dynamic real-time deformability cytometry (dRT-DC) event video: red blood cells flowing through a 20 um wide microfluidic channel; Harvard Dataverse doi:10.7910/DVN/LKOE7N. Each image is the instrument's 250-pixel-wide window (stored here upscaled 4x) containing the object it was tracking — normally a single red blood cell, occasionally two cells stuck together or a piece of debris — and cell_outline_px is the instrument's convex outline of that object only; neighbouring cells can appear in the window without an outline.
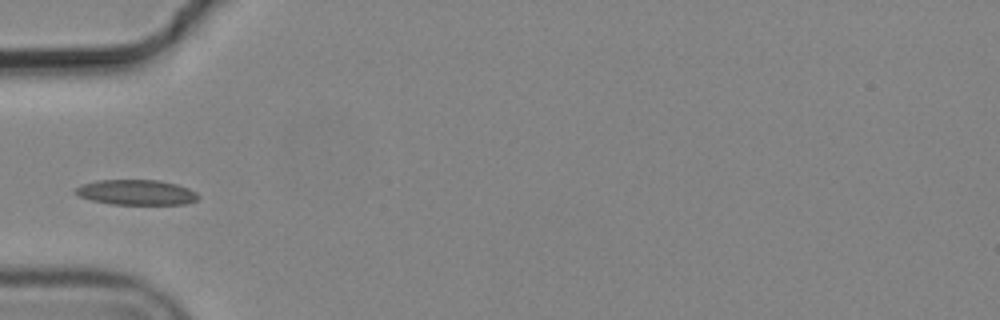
{"species": "common noctule bat (a hibernating species)", "species_latin": "Nyctalus noctula", "temperature_condition": "cold", "stored_images_in_passage": 7, "camera_frame_rate_fps": 3000, "um_per_image_px": 0.085, "animal": {"sex": "male", "body_mass_g": 19.2, "forearm_length_mm": 51.8}, "frame": {"image": 1, "passage_image": 7, "time_ms": 2.0, "image_size_px": [1000, 320], "cell_outline_px": [[200, 196], [196, 200], [184, 204], [112, 204], [92, 200], [80, 196], [72, 188], [80, 184], [96, 180], [160, 180], [176, 184], [188, 188], [196, 192]], "centroid_in_image_um": [11.57, 16.34], "position_along_channel_um": 73.4, "area_um2": 18.03}}